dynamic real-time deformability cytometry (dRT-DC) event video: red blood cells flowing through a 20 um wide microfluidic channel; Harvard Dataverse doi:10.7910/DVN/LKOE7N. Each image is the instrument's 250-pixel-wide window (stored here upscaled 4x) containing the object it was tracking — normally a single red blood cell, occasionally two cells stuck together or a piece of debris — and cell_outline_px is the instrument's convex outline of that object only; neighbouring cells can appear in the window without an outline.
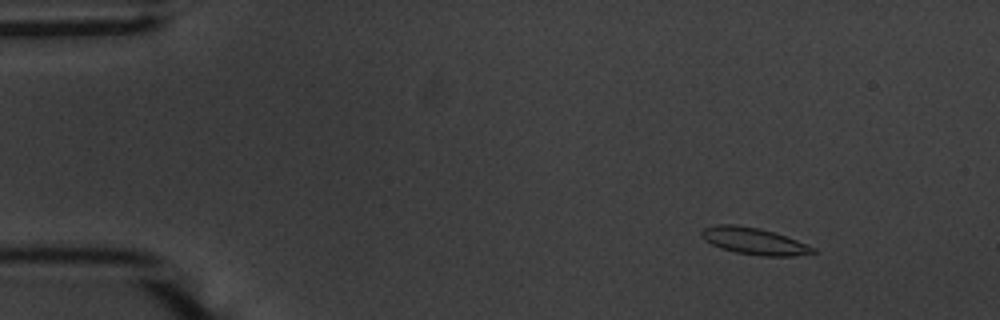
{"species": "common noctule bat (a hibernating species)", "species_latin": "Nyctalus noctula", "temperature_condition": "warm", "stored_images_in_passage": 56, "camera_frame_rate_fps": 3000, "um_per_image_px": 0.085, "animal": {"sex": "male", "body_mass_g": 20.1, "forearm_length_mm": 53.5}, "frame": {"image": 1, "passage_image": 7, "time_ms": 2.0, "image_size_px": [1000, 320], "cell_outline_px": [[820, 252], [792, 256], [760, 256], [736, 252], [720, 248], [704, 240], [700, 236], [700, 232], [704, 228], [716, 224], [732, 224], [756, 228], [772, 232], [796, 240], [816, 248]], "centroid_in_image_um": [64.08, 20.5], "position_along_channel_um": 20.9, "area_um2": 17.28}}
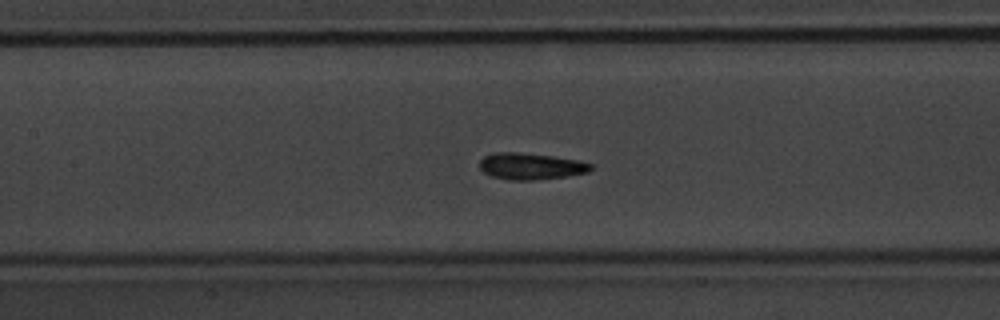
{"frame": {"image": 2, "passage_image": 26, "time_ms": 8.333, "image_size_px": [1000, 320], "cell_outline_px": [[596, 164], [588, 172], [568, 176], [536, 180], [508, 180], [492, 176], [484, 172], [480, 168], [480, 160], [484, 156], [492, 152], [516, 152], [552, 156], [580, 160]], "centroid_in_image_um": [45.15, 14.13], "position_along_channel_um": 162.3, "area_um2": 17.4}}
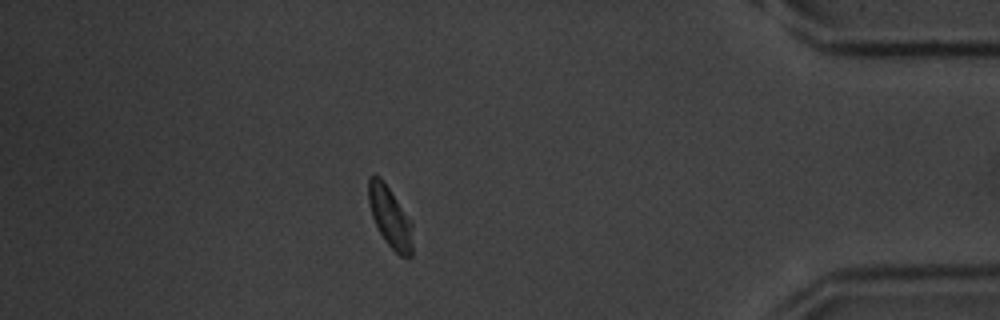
{"frame": {"image": 3, "passage_image": 49, "time_ms": 16.0, "image_size_px": [1000, 320], "cell_outline_px": [[412, 256], [400, 256], [384, 240], [372, 216], [368, 204], [368, 176], [380, 176], [412, 220]], "centroid_in_image_um": [33.15, 18.43], "position_along_channel_um": 402.0, "area_um2": 15.66}, "authors_computed_cell_mechanics": {"area_um2": 16.473, "velocity_mm_per_s": 3.6412, "shape_relaxation_time_tau1_ms": 2.2928, "shape_relaxation_time_tau2_ms": 1.5792, "deformation_change_tau1": 0.1195, "deformation_change_tau2": 0.0692}}